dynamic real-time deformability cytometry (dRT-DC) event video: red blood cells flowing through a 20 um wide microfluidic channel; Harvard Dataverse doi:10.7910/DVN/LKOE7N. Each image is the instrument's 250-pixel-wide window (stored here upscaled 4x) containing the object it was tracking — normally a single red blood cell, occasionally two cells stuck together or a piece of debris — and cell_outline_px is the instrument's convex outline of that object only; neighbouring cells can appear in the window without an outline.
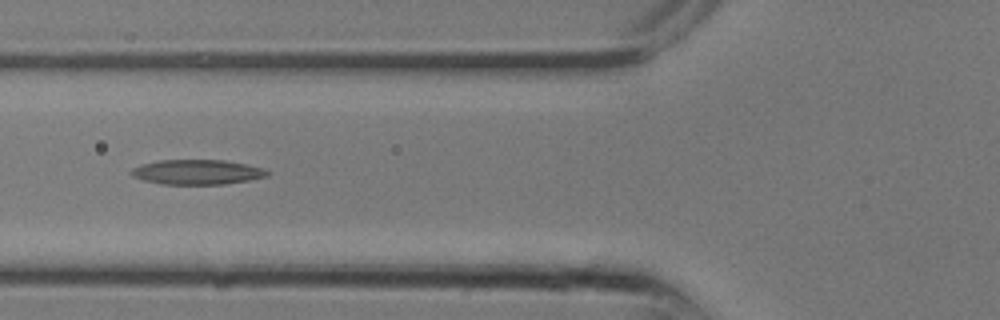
{"species": "common noctule bat (a hibernating species)", "species_latin": "Nyctalus noctula", "temperature_condition": "room temperature", "stored_images_in_passage": 11, "camera_frame_rate_fps": 3000, "um_per_image_px": 0.085, "animal": {"sex": "male", "body_mass_g": 13.3}, "frame": {"image": 1, "passage_image": 10, "time_ms": 3.0, "image_size_px": [1000, 320], "cell_outline_px": [[272, 172], [268, 176], [248, 180], [224, 184], [160, 184], [144, 180], [132, 176], [128, 172], [132, 168], [140, 164], [160, 160], [224, 160], [264, 168]], "centroid_in_image_um": [16.74, 14.62], "position_along_channel_um": 109.1, "area_um2": 19.77}}